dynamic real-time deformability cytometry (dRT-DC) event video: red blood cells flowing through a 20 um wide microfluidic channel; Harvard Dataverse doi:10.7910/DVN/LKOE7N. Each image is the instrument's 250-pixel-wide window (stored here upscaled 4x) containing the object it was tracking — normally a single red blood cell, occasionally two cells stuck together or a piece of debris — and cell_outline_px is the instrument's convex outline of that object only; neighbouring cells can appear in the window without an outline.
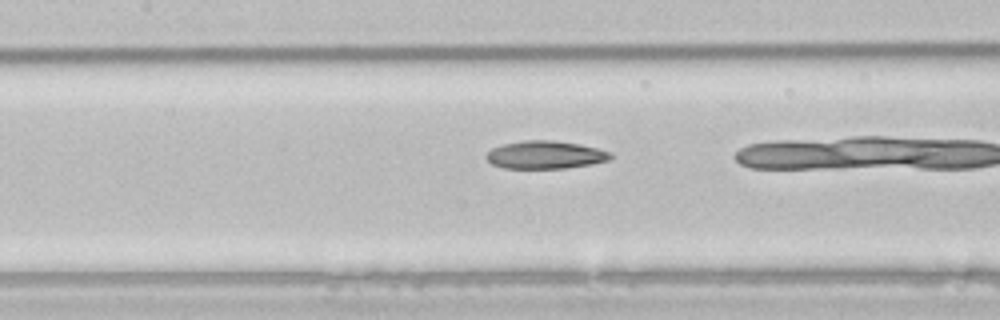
{"species": "common noctule bat (a hibernating species)", "species_latin": "Nyctalus noctula", "temperature_condition": "room temperature", "stored_images_in_passage": 22, "camera_frame_rate_fps": 3000, "um_per_image_px": 0.085, "animal": {"sex": "male", "body_mass_g": 21.5, "forearm_length_mm": 52.0}, "frame": {"image": 1, "passage_image": 20, "time_ms": 6.333, "image_size_px": [1000, 320], "cell_outline_px": [[612, 156], [608, 160], [592, 164], [564, 168], [504, 168], [492, 164], [484, 156], [492, 148], [500, 144], [524, 140], [552, 140], [580, 144], [612, 152]], "centroid_in_image_um": [46.33, 13.15], "position_along_channel_um": 161.1, "area_um2": 20.23}}